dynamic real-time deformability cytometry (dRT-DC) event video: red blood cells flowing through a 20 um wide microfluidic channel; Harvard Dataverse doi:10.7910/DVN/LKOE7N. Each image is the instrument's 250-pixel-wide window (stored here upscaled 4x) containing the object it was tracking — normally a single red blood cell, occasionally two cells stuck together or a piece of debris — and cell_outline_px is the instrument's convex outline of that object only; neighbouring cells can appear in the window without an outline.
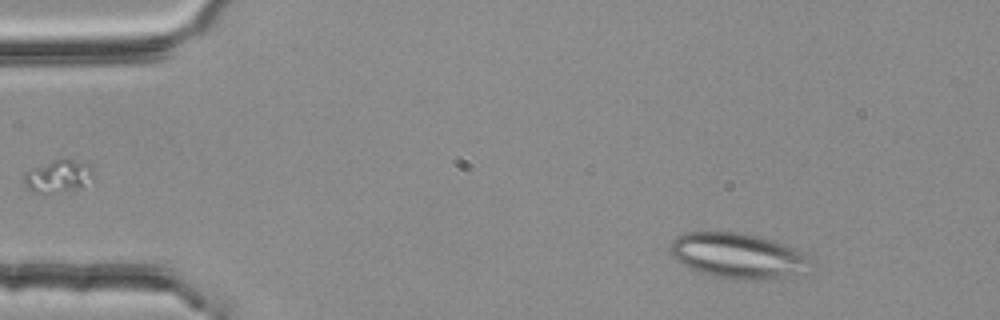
{"species": "common noctule bat (a hibernating species)", "species_latin": "Nyctalus noctula", "temperature_condition": "room temperature", "stored_images_in_passage": 3, "camera_frame_rate_fps": 3000, "um_per_image_px": 0.085, "animal": {"sex": "female", "body_mass_g": 25.1}, "frame": {"image": 1, "passage_image": 1, "time_ms": 0.0, "image_size_px": [1000, 320], "cell_outline_px": [[812, 256], [808, 260], [784, 280], [736, 280], [716, 276], [680, 264], [672, 256], [668, 248], [676, 236], [684, 232], [736, 232], [756, 236], [772, 240], [808, 252]], "centroid_in_image_um": [62.66, 21.73], "position_along_channel_um": 22.3, "area_um2": 36.76}}